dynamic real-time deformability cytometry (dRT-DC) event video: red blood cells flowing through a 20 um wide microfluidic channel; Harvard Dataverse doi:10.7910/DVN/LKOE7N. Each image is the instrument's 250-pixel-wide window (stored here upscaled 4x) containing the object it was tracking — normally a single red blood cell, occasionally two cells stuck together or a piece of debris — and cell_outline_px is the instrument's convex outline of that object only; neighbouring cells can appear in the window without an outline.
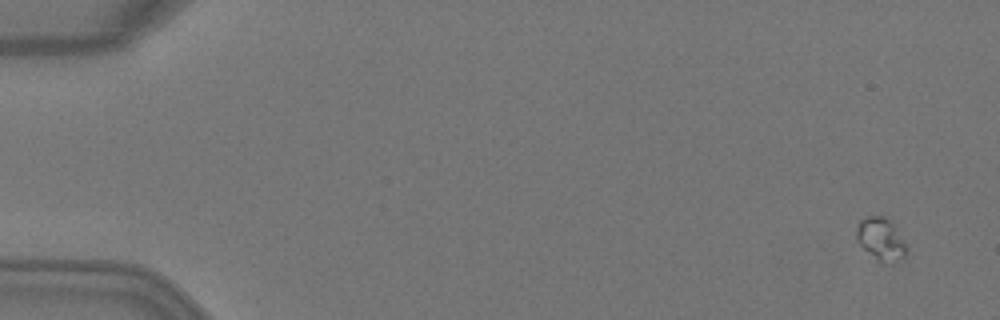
{"species": "Egyptian fruit bat (a non-hibernating species)", "species_latin": "Rousettus aegyptiacus", "temperature_condition": "warm", "stored_images_in_passage": 4, "camera_frame_rate_fps": 3000, "um_per_image_px": 0.085, "animal": {"sex": "female"}, "frame": {"image": 1, "passage_image": 1, "time_ms": 0.0, "image_size_px": [1000, 320], "cell_outline_px": [[904, 256], [892, 264], [884, 264], [864, 248], [856, 240], [856, 228], [860, 220], [868, 216], [884, 216], [892, 224], [904, 244]], "centroid_in_image_um": [74.82, 20.32], "position_along_channel_um": 10.2, "area_um2": 11.85}}